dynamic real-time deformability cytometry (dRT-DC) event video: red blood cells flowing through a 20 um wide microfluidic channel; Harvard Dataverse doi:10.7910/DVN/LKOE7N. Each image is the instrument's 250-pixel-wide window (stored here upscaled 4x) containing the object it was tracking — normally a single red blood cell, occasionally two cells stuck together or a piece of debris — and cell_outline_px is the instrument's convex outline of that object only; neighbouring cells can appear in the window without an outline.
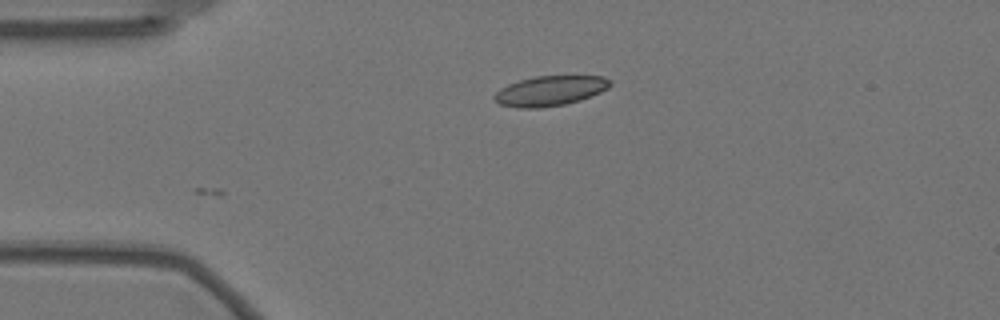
{"species": "Egyptian fruit bat (a non-hibernating species)", "species_latin": "Rousettus aegyptiacus", "temperature_condition": "warm", "stored_images_in_passage": 13, "camera_frame_rate_fps": 3000, "um_per_image_px": 0.085, "animal": {"sex": "female"}, "frame": {"image": 1, "passage_image": 13, "time_ms": 4.0, "image_size_px": [1000, 320], "cell_outline_px": [[612, 84], [608, 88], [600, 92], [580, 100], [564, 104], [540, 108], [516, 108], [500, 104], [492, 96], [500, 88], [508, 84], [520, 80], [536, 76], [604, 76], [612, 80]], "centroid_in_image_um": [46.76, 7.72], "position_along_channel_um": 38.2, "area_um2": 20.23}}